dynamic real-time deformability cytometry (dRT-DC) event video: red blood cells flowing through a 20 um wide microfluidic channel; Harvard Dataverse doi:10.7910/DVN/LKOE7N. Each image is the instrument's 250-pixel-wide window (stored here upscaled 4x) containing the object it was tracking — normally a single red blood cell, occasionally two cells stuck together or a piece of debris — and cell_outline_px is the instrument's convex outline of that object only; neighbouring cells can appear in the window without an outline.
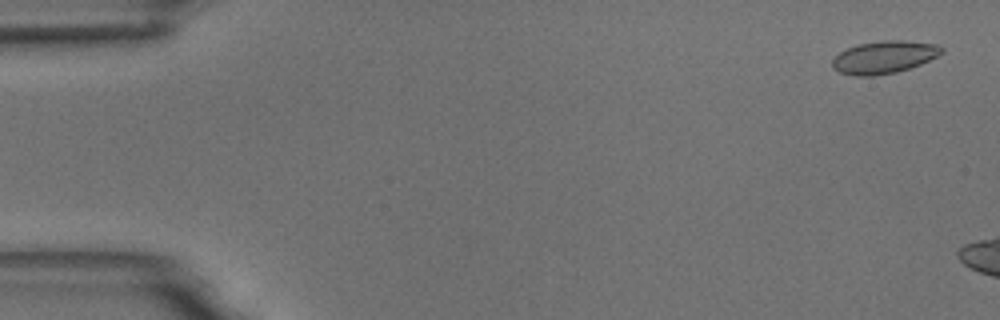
{"species": "common noctule bat (a hibernating species)", "species_latin": "Nyctalus noctula", "temperature_condition": "room temperature", "stored_images_in_passage": 8, "camera_frame_rate_fps": 3000, "um_per_image_px": 0.085, "animal": {"sex": "male", "body_mass_g": 18.8}, "frame": {"image": 1, "passage_image": 2, "time_ms": 0.333, "image_size_px": [1000, 320], "cell_outline_px": [[944, 52], [920, 64], [896, 72], [872, 76], [856, 76], [840, 72], [832, 68], [832, 60], [840, 52], [856, 44], [880, 40], [904, 40], [940, 44], [944, 48]], "centroid_in_image_um": [75.16, 4.84], "position_along_channel_um": 9.8, "area_um2": 20.81}}